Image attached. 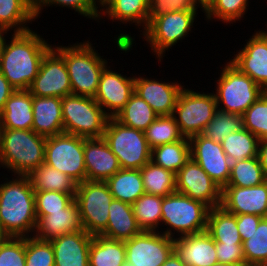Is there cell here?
Here are the masks:
<instances>
[{
	"instance_id": "7",
	"label": "cell",
	"mask_w": 267,
	"mask_h": 266,
	"mask_svg": "<svg viewBox=\"0 0 267 266\" xmlns=\"http://www.w3.org/2000/svg\"><path fill=\"white\" fill-rule=\"evenodd\" d=\"M64 133L84 138H102L108 116L94 98L66 95L62 98Z\"/></svg>"
},
{
	"instance_id": "45",
	"label": "cell",
	"mask_w": 267,
	"mask_h": 266,
	"mask_svg": "<svg viewBox=\"0 0 267 266\" xmlns=\"http://www.w3.org/2000/svg\"><path fill=\"white\" fill-rule=\"evenodd\" d=\"M242 122L259 140H267V91L243 113Z\"/></svg>"
},
{
	"instance_id": "58",
	"label": "cell",
	"mask_w": 267,
	"mask_h": 266,
	"mask_svg": "<svg viewBox=\"0 0 267 266\" xmlns=\"http://www.w3.org/2000/svg\"><path fill=\"white\" fill-rule=\"evenodd\" d=\"M210 266H233V265L217 262V263L212 264Z\"/></svg>"
},
{
	"instance_id": "26",
	"label": "cell",
	"mask_w": 267,
	"mask_h": 266,
	"mask_svg": "<svg viewBox=\"0 0 267 266\" xmlns=\"http://www.w3.org/2000/svg\"><path fill=\"white\" fill-rule=\"evenodd\" d=\"M100 7L99 20L104 16L120 25L133 23L143 31L148 26L149 0H102Z\"/></svg>"
},
{
	"instance_id": "11",
	"label": "cell",
	"mask_w": 267,
	"mask_h": 266,
	"mask_svg": "<svg viewBox=\"0 0 267 266\" xmlns=\"http://www.w3.org/2000/svg\"><path fill=\"white\" fill-rule=\"evenodd\" d=\"M113 199L106 182L86 180L77 184L75 201L86 232L94 236L106 229Z\"/></svg>"
},
{
	"instance_id": "18",
	"label": "cell",
	"mask_w": 267,
	"mask_h": 266,
	"mask_svg": "<svg viewBox=\"0 0 267 266\" xmlns=\"http://www.w3.org/2000/svg\"><path fill=\"white\" fill-rule=\"evenodd\" d=\"M264 30H255L229 62L267 91V31Z\"/></svg>"
},
{
	"instance_id": "25",
	"label": "cell",
	"mask_w": 267,
	"mask_h": 266,
	"mask_svg": "<svg viewBox=\"0 0 267 266\" xmlns=\"http://www.w3.org/2000/svg\"><path fill=\"white\" fill-rule=\"evenodd\" d=\"M32 109V130L36 134L47 138L64 133L62 98L32 95Z\"/></svg>"
},
{
	"instance_id": "50",
	"label": "cell",
	"mask_w": 267,
	"mask_h": 266,
	"mask_svg": "<svg viewBox=\"0 0 267 266\" xmlns=\"http://www.w3.org/2000/svg\"><path fill=\"white\" fill-rule=\"evenodd\" d=\"M215 248L218 262L233 266H246L242 244L215 242Z\"/></svg>"
},
{
	"instance_id": "16",
	"label": "cell",
	"mask_w": 267,
	"mask_h": 266,
	"mask_svg": "<svg viewBox=\"0 0 267 266\" xmlns=\"http://www.w3.org/2000/svg\"><path fill=\"white\" fill-rule=\"evenodd\" d=\"M191 159L223 189L230 178L231 164L221 143H217L201 134L189 138Z\"/></svg>"
},
{
	"instance_id": "28",
	"label": "cell",
	"mask_w": 267,
	"mask_h": 266,
	"mask_svg": "<svg viewBox=\"0 0 267 266\" xmlns=\"http://www.w3.org/2000/svg\"><path fill=\"white\" fill-rule=\"evenodd\" d=\"M141 231L136 222L132 205L113 199L109 206L108 225L101 235L119 241H126Z\"/></svg>"
},
{
	"instance_id": "23",
	"label": "cell",
	"mask_w": 267,
	"mask_h": 266,
	"mask_svg": "<svg viewBox=\"0 0 267 266\" xmlns=\"http://www.w3.org/2000/svg\"><path fill=\"white\" fill-rule=\"evenodd\" d=\"M174 251L186 266H210L218 262L215 241L206 231L175 238Z\"/></svg>"
},
{
	"instance_id": "55",
	"label": "cell",
	"mask_w": 267,
	"mask_h": 266,
	"mask_svg": "<svg viewBox=\"0 0 267 266\" xmlns=\"http://www.w3.org/2000/svg\"><path fill=\"white\" fill-rule=\"evenodd\" d=\"M198 8H202V12L205 13L216 0H194Z\"/></svg>"
},
{
	"instance_id": "36",
	"label": "cell",
	"mask_w": 267,
	"mask_h": 266,
	"mask_svg": "<svg viewBox=\"0 0 267 266\" xmlns=\"http://www.w3.org/2000/svg\"><path fill=\"white\" fill-rule=\"evenodd\" d=\"M259 138L249 130L241 128L229 134L222 142V148L231 162H238L258 156Z\"/></svg>"
},
{
	"instance_id": "41",
	"label": "cell",
	"mask_w": 267,
	"mask_h": 266,
	"mask_svg": "<svg viewBox=\"0 0 267 266\" xmlns=\"http://www.w3.org/2000/svg\"><path fill=\"white\" fill-rule=\"evenodd\" d=\"M242 245L246 266H267V217Z\"/></svg>"
},
{
	"instance_id": "4",
	"label": "cell",
	"mask_w": 267,
	"mask_h": 266,
	"mask_svg": "<svg viewBox=\"0 0 267 266\" xmlns=\"http://www.w3.org/2000/svg\"><path fill=\"white\" fill-rule=\"evenodd\" d=\"M45 141L32 129L0 128V168H7L12 176H28L44 163Z\"/></svg>"
},
{
	"instance_id": "24",
	"label": "cell",
	"mask_w": 267,
	"mask_h": 266,
	"mask_svg": "<svg viewBox=\"0 0 267 266\" xmlns=\"http://www.w3.org/2000/svg\"><path fill=\"white\" fill-rule=\"evenodd\" d=\"M84 230L78 204L74 201L62 211L50 212L46 216H37V224L34 236L37 239H54L67 233Z\"/></svg>"
},
{
	"instance_id": "21",
	"label": "cell",
	"mask_w": 267,
	"mask_h": 266,
	"mask_svg": "<svg viewBox=\"0 0 267 266\" xmlns=\"http://www.w3.org/2000/svg\"><path fill=\"white\" fill-rule=\"evenodd\" d=\"M83 150L87 181L106 182L121 169L116 155L103 137H83Z\"/></svg>"
},
{
	"instance_id": "13",
	"label": "cell",
	"mask_w": 267,
	"mask_h": 266,
	"mask_svg": "<svg viewBox=\"0 0 267 266\" xmlns=\"http://www.w3.org/2000/svg\"><path fill=\"white\" fill-rule=\"evenodd\" d=\"M126 264L162 266L174 251V239L159 231H144L124 241Z\"/></svg>"
},
{
	"instance_id": "22",
	"label": "cell",
	"mask_w": 267,
	"mask_h": 266,
	"mask_svg": "<svg viewBox=\"0 0 267 266\" xmlns=\"http://www.w3.org/2000/svg\"><path fill=\"white\" fill-rule=\"evenodd\" d=\"M93 235L85 230L51 239L55 266H89V248Z\"/></svg>"
},
{
	"instance_id": "39",
	"label": "cell",
	"mask_w": 267,
	"mask_h": 266,
	"mask_svg": "<svg viewBox=\"0 0 267 266\" xmlns=\"http://www.w3.org/2000/svg\"><path fill=\"white\" fill-rule=\"evenodd\" d=\"M144 134L151 150L184 138L173 115L158 116L144 131Z\"/></svg>"
},
{
	"instance_id": "57",
	"label": "cell",
	"mask_w": 267,
	"mask_h": 266,
	"mask_svg": "<svg viewBox=\"0 0 267 266\" xmlns=\"http://www.w3.org/2000/svg\"><path fill=\"white\" fill-rule=\"evenodd\" d=\"M6 35H7V32L0 30V54H1V49H2Z\"/></svg>"
},
{
	"instance_id": "10",
	"label": "cell",
	"mask_w": 267,
	"mask_h": 266,
	"mask_svg": "<svg viewBox=\"0 0 267 266\" xmlns=\"http://www.w3.org/2000/svg\"><path fill=\"white\" fill-rule=\"evenodd\" d=\"M217 110L214 93L196 92L183 87L175 105L173 116L185 138L201 134Z\"/></svg>"
},
{
	"instance_id": "49",
	"label": "cell",
	"mask_w": 267,
	"mask_h": 266,
	"mask_svg": "<svg viewBox=\"0 0 267 266\" xmlns=\"http://www.w3.org/2000/svg\"><path fill=\"white\" fill-rule=\"evenodd\" d=\"M194 0H149L148 24L156 17L175 11H198Z\"/></svg>"
},
{
	"instance_id": "5",
	"label": "cell",
	"mask_w": 267,
	"mask_h": 266,
	"mask_svg": "<svg viewBox=\"0 0 267 266\" xmlns=\"http://www.w3.org/2000/svg\"><path fill=\"white\" fill-rule=\"evenodd\" d=\"M209 210L202 202L175 191L162 199L161 226L166 228L159 232L173 239L204 232Z\"/></svg>"
},
{
	"instance_id": "40",
	"label": "cell",
	"mask_w": 267,
	"mask_h": 266,
	"mask_svg": "<svg viewBox=\"0 0 267 266\" xmlns=\"http://www.w3.org/2000/svg\"><path fill=\"white\" fill-rule=\"evenodd\" d=\"M258 156L249 159L232 162L230 178L226 186L251 187L265 182Z\"/></svg>"
},
{
	"instance_id": "32",
	"label": "cell",
	"mask_w": 267,
	"mask_h": 266,
	"mask_svg": "<svg viewBox=\"0 0 267 266\" xmlns=\"http://www.w3.org/2000/svg\"><path fill=\"white\" fill-rule=\"evenodd\" d=\"M106 183L114 199L131 205L145 194L140 169H120Z\"/></svg>"
},
{
	"instance_id": "8",
	"label": "cell",
	"mask_w": 267,
	"mask_h": 266,
	"mask_svg": "<svg viewBox=\"0 0 267 266\" xmlns=\"http://www.w3.org/2000/svg\"><path fill=\"white\" fill-rule=\"evenodd\" d=\"M103 139L116 155L121 169H141L151 161V149L142 130L108 118Z\"/></svg>"
},
{
	"instance_id": "56",
	"label": "cell",
	"mask_w": 267,
	"mask_h": 266,
	"mask_svg": "<svg viewBox=\"0 0 267 266\" xmlns=\"http://www.w3.org/2000/svg\"><path fill=\"white\" fill-rule=\"evenodd\" d=\"M8 238V234L3 230V227L0 223V244L5 242Z\"/></svg>"
},
{
	"instance_id": "43",
	"label": "cell",
	"mask_w": 267,
	"mask_h": 266,
	"mask_svg": "<svg viewBox=\"0 0 267 266\" xmlns=\"http://www.w3.org/2000/svg\"><path fill=\"white\" fill-rule=\"evenodd\" d=\"M249 0H216L204 13L206 21H223L226 24H233L244 18L248 12ZM246 12V13H245ZM212 19V20H211Z\"/></svg>"
},
{
	"instance_id": "48",
	"label": "cell",
	"mask_w": 267,
	"mask_h": 266,
	"mask_svg": "<svg viewBox=\"0 0 267 266\" xmlns=\"http://www.w3.org/2000/svg\"><path fill=\"white\" fill-rule=\"evenodd\" d=\"M0 266H26L25 237H9L0 244Z\"/></svg>"
},
{
	"instance_id": "46",
	"label": "cell",
	"mask_w": 267,
	"mask_h": 266,
	"mask_svg": "<svg viewBox=\"0 0 267 266\" xmlns=\"http://www.w3.org/2000/svg\"><path fill=\"white\" fill-rule=\"evenodd\" d=\"M26 266H55L54 251L50 241L25 237Z\"/></svg>"
},
{
	"instance_id": "38",
	"label": "cell",
	"mask_w": 267,
	"mask_h": 266,
	"mask_svg": "<svg viewBox=\"0 0 267 266\" xmlns=\"http://www.w3.org/2000/svg\"><path fill=\"white\" fill-rule=\"evenodd\" d=\"M163 197L143 194L133 204L132 209L138 226L144 231H158L161 228V206Z\"/></svg>"
},
{
	"instance_id": "34",
	"label": "cell",
	"mask_w": 267,
	"mask_h": 266,
	"mask_svg": "<svg viewBox=\"0 0 267 266\" xmlns=\"http://www.w3.org/2000/svg\"><path fill=\"white\" fill-rule=\"evenodd\" d=\"M191 158L189 138L157 146L151 150V161L176 174Z\"/></svg>"
},
{
	"instance_id": "17",
	"label": "cell",
	"mask_w": 267,
	"mask_h": 266,
	"mask_svg": "<svg viewBox=\"0 0 267 266\" xmlns=\"http://www.w3.org/2000/svg\"><path fill=\"white\" fill-rule=\"evenodd\" d=\"M110 68L108 65L102 71L94 99L109 118H114L134 93L135 76L127 77Z\"/></svg>"
},
{
	"instance_id": "37",
	"label": "cell",
	"mask_w": 267,
	"mask_h": 266,
	"mask_svg": "<svg viewBox=\"0 0 267 266\" xmlns=\"http://www.w3.org/2000/svg\"><path fill=\"white\" fill-rule=\"evenodd\" d=\"M146 194L165 197L176 191L175 174L149 161L140 169Z\"/></svg>"
},
{
	"instance_id": "15",
	"label": "cell",
	"mask_w": 267,
	"mask_h": 266,
	"mask_svg": "<svg viewBox=\"0 0 267 266\" xmlns=\"http://www.w3.org/2000/svg\"><path fill=\"white\" fill-rule=\"evenodd\" d=\"M175 178L177 192L202 202L210 209L221 206L222 189L191 158L175 174Z\"/></svg>"
},
{
	"instance_id": "12",
	"label": "cell",
	"mask_w": 267,
	"mask_h": 266,
	"mask_svg": "<svg viewBox=\"0 0 267 266\" xmlns=\"http://www.w3.org/2000/svg\"><path fill=\"white\" fill-rule=\"evenodd\" d=\"M44 163L65 173L77 184L86 181L83 137L66 133L47 137Z\"/></svg>"
},
{
	"instance_id": "52",
	"label": "cell",
	"mask_w": 267,
	"mask_h": 266,
	"mask_svg": "<svg viewBox=\"0 0 267 266\" xmlns=\"http://www.w3.org/2000/svg\"><path fill=\"white\" fill-rule=\"evenodd\" d=\"M15 89L10 85L9 81L0 72V113L3 110L5 102L10 98Z\"/></svg>"
},
{
	"instance_id": "19",
	"label": "cell",
	"mask_w": 267,
	"mask_h": 266,
	"mask_svg": "<svg viewBox=\"0 0 267 266\" xmlns=\"http://www.w3.org/2000/svg\"><path fill=\"white\" fill-rule=\"evenodd\" d=\"M221 206L234 215L267 217V180L251 187L225 186L221 192Z\"/></svg>"
},
{
	"instance_id": "47",
	"label": "cell",
	"mask_w": 267,
	"mask_h": 266,
	"mask_svg": "<svg viewBox=\"0 0 267 266\" xmlns=\"http://www.w3.org/2000/svg\"><path fill=\"white\" fill-rule=\"evenodd\" d=\"M75 201V196L57 191H35L36 216L62 211Z\"/></svg>"
},
{
	"instance_id": "54",
	"label": "cell",
	"mask_w": 267,
	"mask_h": 266,
	"mask_svg": "<svg viewBox=\"0 0 267 266\" xmlns=\"http://www.w3.org/2000/svg\"><path fill=\"white\" fill-rule=\"evenodd\" d=\"M162 266H186L179 256L173 251Z\"/></svg>"
},
{
	"instance_id": "20",
	"label": "cell",
	"mask_w": 267,
	"mask_h": 266,
	"mask_svg": "<svg viewBox=\"0 0 267 266\" xmlns=\"http://www.w3.org/2000/svg\"><path fill=\"white\" fill-rule=\"evenodd\" d=\"M183 87L181 82H165L150 79L147 76L137 77L135 74L134 92L143 98L159 116L173 115L177 98Z\"/></svg>"
},
{
	"instance_id": "33",
	"label": "cell",
	"mask_w": 267,
	"mask_h": 266,
	"mask_svg": "<svg viewBox=\"0 0 267 266\" xmlns=\"http://www.w3.org/2000/svg\"><path fill=\"white\" fill-rule=\"evenodd\" d=\"M206 232L215 242L243 244L236 224V215L222 206L209 210Z\"/></svg>"
},
{
	"instance_id": "3",
	"label": "cell",
	"mask_w": 267,
	"mask_h": 266,
	"mask_svg": "<svg viewBox=\"0 0 267 266\" xmlns=\"http://www.w3.org/2000/svg\"><path fill=\"white\" fill-rule=\"evenodd\" d=\"M53 48L64 58L70 78L72 94L94 98L102 71L108 65L90 40Z\"/></svg>"
},
{
	"instance_id": "9",
	"label": "cell",
	"mask_w": 267,
	"mask_h": 266,
	"mask_svg": "<svg viewBox=\"0 0 267 266\" xmlns=\"http://www.w3.org/2000/svg\"><path fill=\"white\" fill-rule=\"evenodd\" d=\"M197 11H175L154 18L140 35L149 43L150 50L159 63L165 57L167 50L178 42L185 40L193 28Z\"/></svg>"
},
{
	"instance_id": "35",
	"label": "cell",
	"mask_w": 267,
	"mask_h": 266,
	"mask_svg": "<svg viewBox=\"0 0 267 266\" xmlns=\"http://www.w3.org/2000/svg\"><path fill=\"white\" fill-rule=\"evenodd\" d=\"M158 116L151 106L134 92L114 118L127 127L145 131Z\"/></svg>"
},
{
	"instance_id": "51",
	"label": "cell",
	"mask_w": 267,
	"mask_h": 266,
	"mask_svg": "<svg viewBox=\"0 0 267 266\" xmlns=\"http://www.w3.org/2000/svg\"><path fill=\"white\" fill-rule=\"evenodd\" d=\"M262 218V216L253 214L236 215L237 228L243 242L257 229Z\"/></svg>"
},
{
	"instance_id": "27",
	"label": "cell",
	"mask_w": 267,
	"mask_h": 266,
	"mask_svg": "<svg viewBox=\"0 0 267 266\" xmlns=\"http://www.w3.org/2000/svg\"><path fill=\"white\" fill-rule=\"evenodd\" d=\"M32 125V94L29 90H15L0 113V128L30 130Z\"/></svg>"
},
{
	"instance_id": "42",
	"label": "cell",
	"mask_w": 267,
	"mask_h": 266,
	"mask_svg": "<svg viewBox=\"0 0 267 266\" xmlns=\"http://www.w3.org/2000/svg\"><path fill=\"white\" fill-rule=\"evenodd\" d=\"M243 128L242 116L217 109L213 119L205 126L201 135L221 143L229 134Z\"/></svg>"
},
{
	"instance_id": "6",
	"label": "cell",
	"mask_w": 267,
	"mask_h": 266,
	"mask_svg": "<svg viewBox=\"0 0 267 266\" xmlns=\"http://www.w3.org/2000/svg\"><path fill=\"white\" fill-rule=\"evenodd\" d=\"M226 63L215 80L217 109L242 116L265 91L229 61Z\"/></svg>"
},
{
	"instance_id": "1",
	"label": "cell",
	"mask_w": 267,
	"mask_h": 266,
	"mask_svg": "<svg viewBox=\"0 0 267 266\" xmlns=\"http://www.w3.org/2000/svg\"><path fill=\"white\" fill-rule=\"evenodd\" d=\"M11 34L10 41L5 36L1 49L0 72L15 90H28L43 57L53 46L32 29Z\"/></svg>"
},
{
	"instance_id": "44",
	"label": "cell",
	"mask_w": 267,
	"mask_h": 266,
	"mask_svg": "<svg viewBox=\"0 0 267 266\" xmlns=\"http://www.w3.org/2000/svg\"><path fill=\"white\" fill-rule=\"evenodd\" d=\"M61 6L72 9L81 16L88 19H94L99 22L100 16V1L99 0H34V12L36 19L40 18V14L44 7ZM98 20V21H97Z\"/></svg>"
},
{
	"instance_id": "14",
	"label": "cell",
	"mask_w": 267,
	"mask_h": 266,
	"mask_svg": "<svg viewBox=\"0 0 267 266\" xmlns=\"http://www.w3.org/2000/svg\"><path fill=\"white\" fill-rule=\"evenodd\" d=\"M38 97H60L72 94L64 58L52 47L43 57L38 75L28 89Z\"/></svg>"
},
{
	"instance_id": "2",
	"label": "cell",
	"mask_w": 267,
	"mask_h": 266,
	"mask_svg": "<svg viewBox=\"0 0 267 266\" xmlns=\"http://www.w3.org/2000/svg\"><path fill=\"white\" fill-rule=\"evenodd\" d=\"M15 178V179H14ZM0 183V223L9 237L34 236L37 224L35 192L28 176Z\"/></svg>"
},
{
	"instance_id": "29",
	"label": "cell",
	"mask_w": 267,
	"mask_h": 266,
	"mask_svg": "<svg viewBox=\"0 0 267 266\" xmlns=\"http://www.w3.org/2000/svg\"><path fill=\"white\" fill-rule=\"evenodd\" d=\"M35 20L34 0H0V30L26 32L31 30L27 23Z\"/></svg>"
},
{
	"instance_id": "30",
	"label": "cell",
	"mask_w": 267,
	"mask_h": 266,
	"mask_svg": "<svg viewBox=\"0 0 267 266\" xmlns=\"http://www.w3.org/2000/svg\"><path fill=\"white\" fill-rule=\"evenodd\" d=\"M126 249L124 241L101 234L93 236L89 248V266H125Z\"/></svg>"
},
{
	"instance_id": "53",
	"label": "cell",
	"mask_w": 267,
	"mask_h": 266,
	"mask_svg": "<svg viewBox=\"0 0 267 266\" xmlns=\"http://www.w3.org/2000/svg\"><path fill=\"white\" fill-rule=\"evenodd\" d=\"M258 158L263 169L264 175L267 178V140H260L258 146Z\"/></svg>"
},
{
	"instance_id": "31",
	"label": "cell",
	"mask_w": 267,
	"mask_h": 266,
	"mask_svg": "<svg viewBox=\"0 0 267 266\" xmlns=\"http://www.w3.org/2000/svg\"><path fill=\"white\" fill-rule=\"evenodd\" d=\"M35 191H57L76 196L77 183L65 173L43 163L28 175Z\"/></svg>"
}]
</instances>
